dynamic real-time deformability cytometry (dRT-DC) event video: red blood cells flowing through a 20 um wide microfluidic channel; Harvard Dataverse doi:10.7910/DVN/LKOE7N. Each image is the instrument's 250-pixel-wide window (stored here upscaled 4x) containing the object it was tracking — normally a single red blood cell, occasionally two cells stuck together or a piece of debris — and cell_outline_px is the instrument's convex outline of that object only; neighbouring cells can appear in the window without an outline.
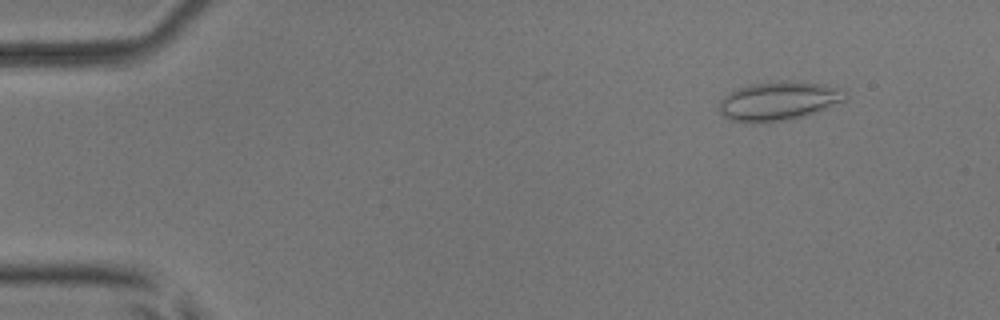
{"species": "common noctule bat (a hibernating species)", "species_latin": "Nyctalus noctula", "temperature_condition": "room temperature", "stored_images_in_passage": 6, "camera_frame_rate_fps": 3000, "um_per_image_px": 0.085, "animal": {"sex": "male", "body_mass_g": 17.9, "forearm_length_mm": 54.2}, "frame": {"image": 1, "passage_image": 6, "time_ms": 5.667, "image_size_px": [1000, 320], "cell_outline_px": [[848, 96], [844, 100], [816, 112], [804, 116], [784, 120], [732, 120], [724, 116], [720, 112], [720, 100], [724, 96], [736, 88], [748, 84], [784, 80], [788, 80], [824, 84], [840, 88], [848, 92]], "centroid_in_image_um": [66.23, 8.52], "position_along_channel_um": 18.8, "area_um2": 28.03}}